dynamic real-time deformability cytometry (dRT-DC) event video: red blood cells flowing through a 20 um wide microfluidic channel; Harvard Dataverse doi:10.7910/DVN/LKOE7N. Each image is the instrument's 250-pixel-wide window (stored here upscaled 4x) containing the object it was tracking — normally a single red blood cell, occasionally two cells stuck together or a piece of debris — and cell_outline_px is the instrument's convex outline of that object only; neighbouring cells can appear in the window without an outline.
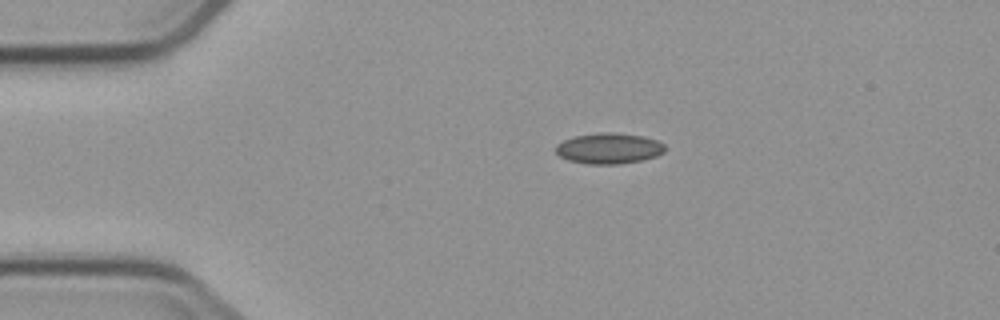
{"species": "common noctule bat (a hibernating species)", "species_latin": "Nyctalus noctula", "temperature_condition": "cold", "stored_images_in_passage": 6, "camera_frame_rate_fps": 3000, "um_per_image_px": 0.085, "animal": {"sex": "male", "body_mass_g": 23.1, "forearm_length_mm": 52.7}, "frame": {"image": 1, "passage_image": 4, "time_ms": 3.333, "image_size_px": [1000, 320], "cell_outline_px": [[664, 152], [656, 156], [640, 160], [620, 164], [588, 164], [568, 160], [560, 156], [556, 152], [556, 144], [572, 136], [600, 132], [612, 132], [644, 136], [656, 140], [664, 144]], "centroid_in_image_um": [51.73, 12.6], "position_along_channel_um": 33.3, "area_um2": 19.59}}
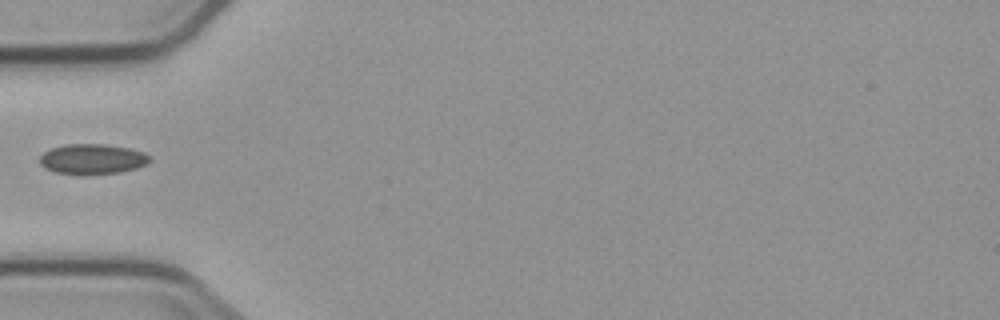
{"frame": {"image": 2, "passage_image": 6, "time_ms": 5.667, "image_size_px": [1000, 320], "cell_outline_px": [[148, 164], [136, 168], [120, 172], [56, 172], [44, 168], [40, 164], [40, 156], [44, 152], [52, 148], [64, 144], [104, 144], [128, 148], [144, 152], [148, 156]], "centroid_in_image_um": [7.84, 13.48], "position_along_channel_um": 77.2, "area_um2": 18.61}}